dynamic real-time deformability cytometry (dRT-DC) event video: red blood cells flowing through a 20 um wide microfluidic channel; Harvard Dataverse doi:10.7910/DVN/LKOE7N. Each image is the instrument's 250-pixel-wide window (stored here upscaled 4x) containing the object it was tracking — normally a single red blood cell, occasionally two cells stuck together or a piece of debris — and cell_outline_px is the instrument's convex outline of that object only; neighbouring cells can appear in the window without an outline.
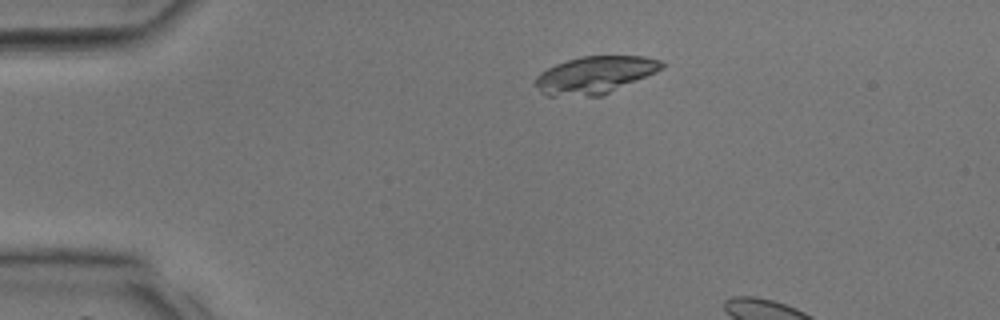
{"species": "common noctule bat (a hibernating species)", "species_latin": "Nyctalus noctula", "temperature_condition": "room temperature", "stored_images_in_passage": 4, "camera_frame_rate_fps": 3000, "um_per_image_px": 0.085, "animal": {"sex": "male", "body_mass_g": 17.9, "forearm_length_mm": 54.2}, "frame": {"image": 1, "passage_image": 1, "time_ms": 0.0, "image_size_px": [1000, 320], "cell_outline_px": [[668, 64], [664, 68], [656, 72], [600, 96], [548, 96], [540, 92], [536, 84], [536, 76], [540, 72], [556, 64], [580, 56], [644, 56], [660, 60]], "centroid_in_image_um": [50.58, 6.36], "position_along_channel_um": 34.4, "area_um2": 27.4}}